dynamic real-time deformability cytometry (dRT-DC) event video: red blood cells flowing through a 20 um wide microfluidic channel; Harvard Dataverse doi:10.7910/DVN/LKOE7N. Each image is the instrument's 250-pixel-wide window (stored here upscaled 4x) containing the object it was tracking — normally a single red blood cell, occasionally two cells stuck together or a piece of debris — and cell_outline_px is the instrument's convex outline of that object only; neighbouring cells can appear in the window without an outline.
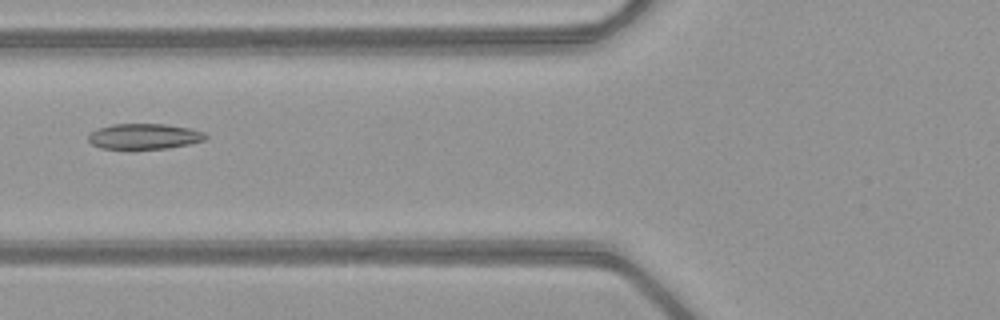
{"species": "common noctule bat (a hibernating species)", "species_latin": "Nyctalus noctula", "temperature_condition": "warm", "stored_images_in_passage": 21, "camera_frame_rate_fps": 3000, "um_per_image_px": 0.085, "animal": {"sex": "female", "body_mass_g": 21.9}, "frame": {"image": 1, "passage_image": 4, "time_ms": 1.0, "image_size_px": [1000, 320], "cell_outline_px": [[208, 136], [204, 140], [188, 144], [168, 148], [100, 148], [92, 144], [88, 140], [88, 136], [92, 132], [100, 128], [112, 124], [164, 124], [188, 128], [204, 132]], "centroid_in_image_um": [12.27, 11.58], "position_along_channel_um": 113.5, "area_um2": 17.11}}
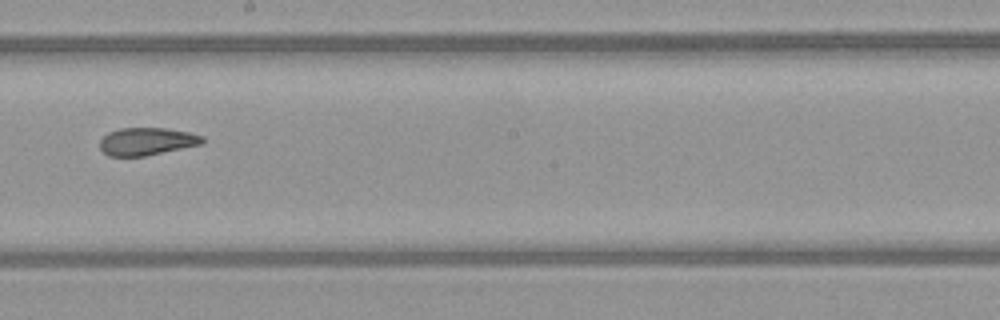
{"frame": {"image": 2, "passage_image": 13, "time_ms": 4.0, "image_size_px": [1000, 320], "cell_outline_px": [[204, 144], [144, 156], [108, 156], [100, 148], [100, 140], [108, 132], [120, 128], [168, 128], [188, 132], [204, 136]], "centroid_in_image_um": [12.5, 12.01], "position_along_channel_um": 235.7, "area_um2": 16.59}}
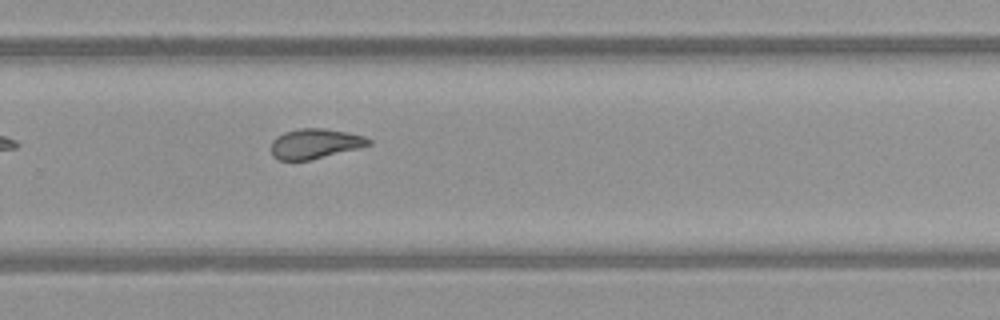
{"frame": {"image": 3, "passage_image": 18, "time_ms": 5.667, "image_size_px": [1000, 320], "cell_outline_px": [[372, 144], [360, 148], [308, 160], [280, 160], [272, 156], [268, 148], [272, 140], [276, 136], [284, 132], [300, 128], [324, 128], [348, 132], [364, 136], [372, 140]], "centroid_in_image_um": [26.74, 12.2], "position_along_channel_um": 303.1, "area_um2": 17.28}}